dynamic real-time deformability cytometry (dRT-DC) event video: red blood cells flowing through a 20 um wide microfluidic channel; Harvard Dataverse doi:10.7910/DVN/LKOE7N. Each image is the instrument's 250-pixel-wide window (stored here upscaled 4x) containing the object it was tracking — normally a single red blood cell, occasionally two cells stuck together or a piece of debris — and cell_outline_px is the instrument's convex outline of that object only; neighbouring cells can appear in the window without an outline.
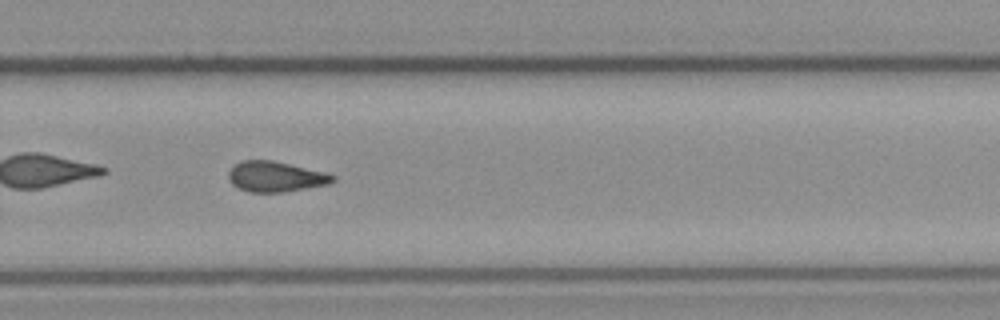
{"species": "common noctule bat (a hibernating species)", "species_latin": "Nyctalus noctula", "temperature_condition": "cold", "stored_images_in_passage": 48, "camera_frame_rate_fps": 3000, "um_per_image_px": 0.085, "animal": {"sex": "female", "body_mass_g": 21.9}, "frame": {"image": 1, "passage_image": 35, "time_ms": 11.333, "image_size_px": [1000, 320], "cell_outline_px": [[336, 180], [328, 184], [284, 192], [248, 192], [232, 184], [228, 180], [228, 172], [236, 164], [244, 160], [272, 160], [324, 172], [336, 176]], "centroid_in_image_um": [23.42, 15.02], "position_along_channel_um": 306.4, "area_um2": 18.32}, "authors_computed_cell_mechanics": {"area_um2": 18.6983, "velocity_mm_per_s": 3.8449, "shape_relaxation_time_tau1_ms": null, "shape_relaxation_time_tau2_ms": 3.7235, "deformation_change_tau1": null, "deformation_change_tau2": 0.118}}